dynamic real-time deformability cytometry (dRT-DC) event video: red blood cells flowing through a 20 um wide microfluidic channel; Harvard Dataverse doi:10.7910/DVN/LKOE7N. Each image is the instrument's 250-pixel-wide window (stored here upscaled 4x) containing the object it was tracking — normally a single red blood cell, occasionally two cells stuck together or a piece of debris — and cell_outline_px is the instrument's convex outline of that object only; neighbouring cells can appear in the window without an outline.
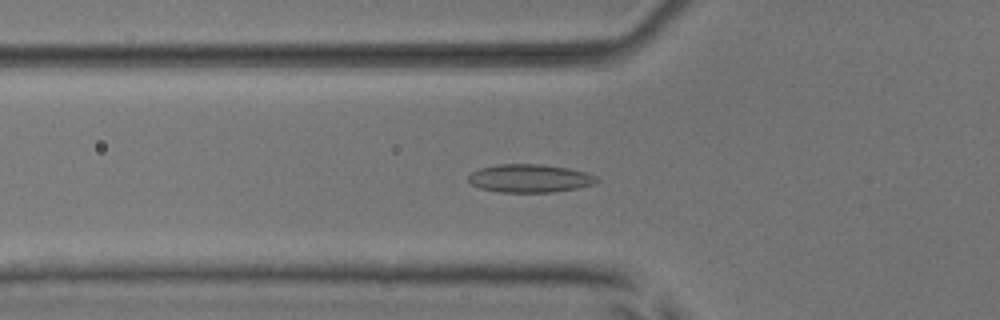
{"species": "common noctule bat (a hibernating species)", "species_latin": "Nyctalus noctula", "temperature_condition": "room temperature", "stored_images_in_passage": 37, "camera_frame_rate_fps": 3000, "um_per_image_px": 0.085, "animal": {"sex": "male", "body_mass_g": 17.9, "forearm_length_mm": 54.2}, "frame": {"image": 1, "passage_image": 3, "time_ms": 0.667, "image_size_px": [1000, 320], "cell_outline_px": [[600, 180], [596, 184], [576, 188], [552, 192], [500, 192], [480, 188], [472, 184], [468, 180], [468, 176], [472, 172], [480, 168], [500, 164], [540, 164], [568, 168], [584, 172], [596, 176]], "centroid_in_image_um": [45.04, 15.16], "position_along_channel_um": 80.8, "area_um2": 20.98}}
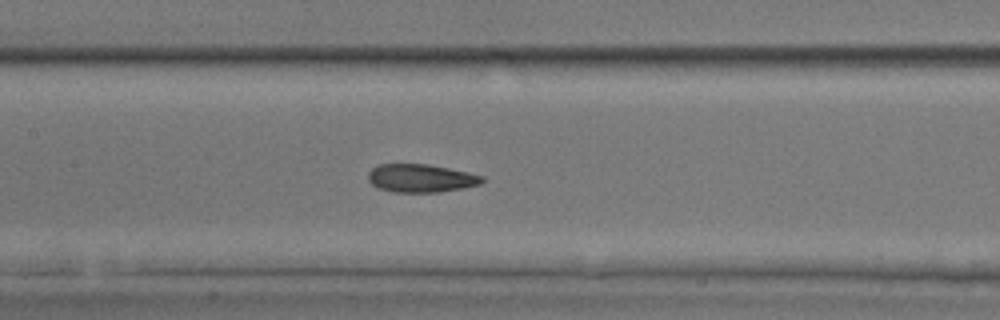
{"frame": {"image": 2, "passage_image": 10, "time_ms": 3.0, "image_size_px": [1000, 320], "cell_outline_px": [[484, 180], [480, 184], [464, 188], [440, 192], [392, 192], [380, 188], [372, 184], [368, 180], [368, 172], [372, 168], [380, 164], [428, 164], [448, 168], [484, 176]], "centroid_in_image_um": [35.77, 15.15], "position_along_channel_um": 171.6, "area_um2": 18.67}}
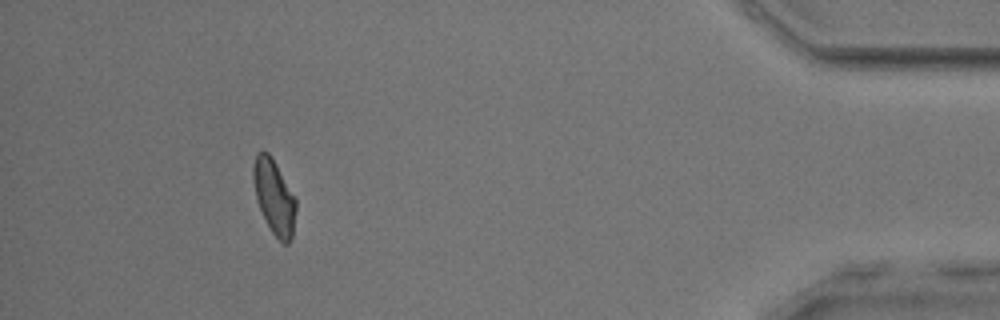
{"frame": {"image": 3, "passage_image": 33, "time_ms": 10.667, "image_size_px": [1000, 320], "cell_outline_px": [[296, 212], [292, 236], [288, 244], [284, 244], [272, 232], [260, 208], [256, 196], [252, 176], [252, 164], [256, 152], [268, 152], [272, 156], [296, 196]], "centroid_in_image_um": [23.32, 16.68], "position_along_channel_um": 411.9, "area_um2": 18.67}, "authors_computed_cell_mechanics": {"area_um2": 18.6694, "velocity_mm_per_s": 3.8828, "shape_relaxation_time_tau1_ms": 7.3544, "shape_relaxation_time_tau2_ms": 1.9439, "deformation_change_tau1": 0.1354, "deformation_change_tau2": 0.0716}}